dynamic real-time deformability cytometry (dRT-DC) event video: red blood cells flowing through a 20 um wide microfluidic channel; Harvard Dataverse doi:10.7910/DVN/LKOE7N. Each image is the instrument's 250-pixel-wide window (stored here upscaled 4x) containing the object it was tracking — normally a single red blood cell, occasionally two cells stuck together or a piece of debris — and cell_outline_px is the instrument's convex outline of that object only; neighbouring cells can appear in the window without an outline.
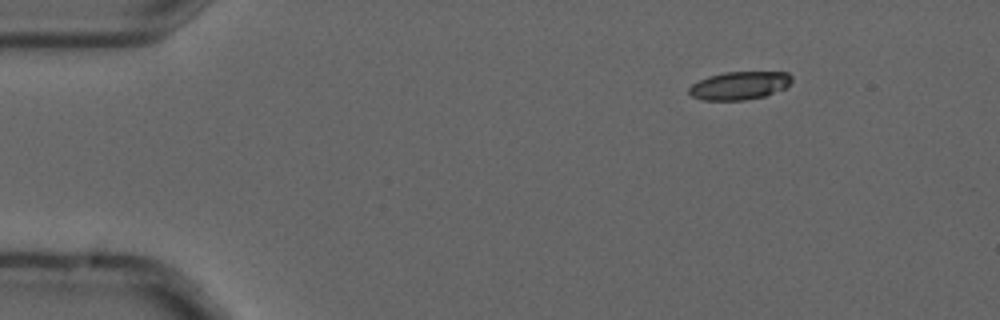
{"species": "common noctule bat (a hibernating species)", "species_latin": "Nyctalus noctula", "temperature_condition": "cold", "stored_images_in_passage": 6, "camera_frame_rate_fps": 3000, "um_per_image_px": 0.085, "animal": {"sex": "male", "forearm_length_mm": 52.5}, "frame": {"image": 1, "passage_image": 1, "time_ms": 0.0, "image_size_px": [1000, 320], "cell_outline_px": [[792, 80], [788, 88], [764, 96], [744, 100], [704, 100], [692, 96], [688, 92], [688, 88], [692, 84], [708, 76], [724, 72], [788, 72], [792, 76]], "centroid_in_image_um": [62.89, 7.27], "position_along_channel_um": 22.1, "area_um2": 16.94}}
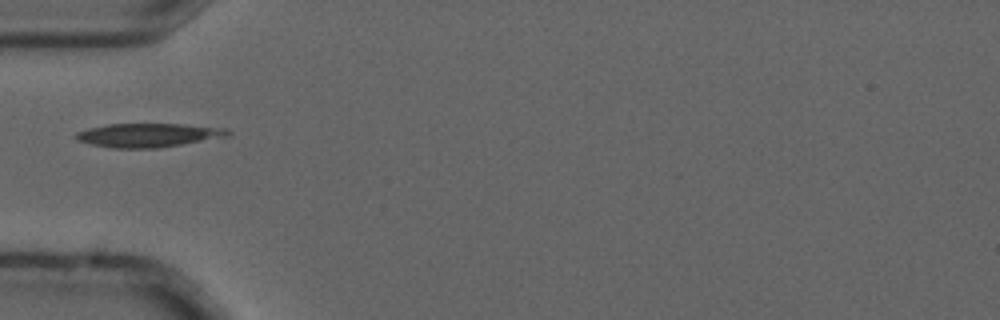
{"frame": {"image": 2, "passage_image": 4, "time_ms": 1.0, "image_size_px": [1000, 320], "cell_outline_px": [[232, 136], [156, 148], [112, 148], [92, 144], [76, 140], [72, 136], [76, 132], [88, 128], [108, 124], [184, 124], [228, 128], [232, 132]], "centroid_in_image_um": [12.64, 11.48], "position_along_channel_um": 72.4, "area_um2": 21.27}}
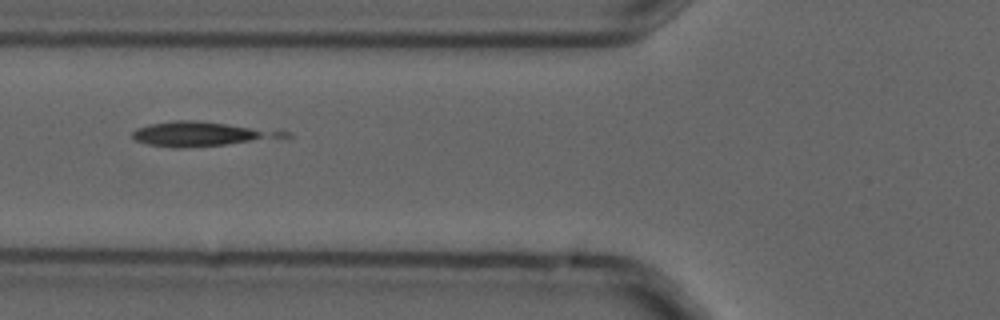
{"frame": {"image": 3, "passage_image": 5, "time_ms": 1.333, "image_size_px": [1000, 320], "cell_outline_px": [[260, 136], [248, 140], [224, 144], [184, 148], [172, 148], [148, 144], [136, 140], [132, 136], [132, 132], [136, 128], [148, 124], [176, 120], [196, 120], [224, 124], [248, 128], [260, 132]], "centroid_in_image_um": [16.29, 11.38], "position_along_channel_um": 109.5, "area_um2": 18.73}}